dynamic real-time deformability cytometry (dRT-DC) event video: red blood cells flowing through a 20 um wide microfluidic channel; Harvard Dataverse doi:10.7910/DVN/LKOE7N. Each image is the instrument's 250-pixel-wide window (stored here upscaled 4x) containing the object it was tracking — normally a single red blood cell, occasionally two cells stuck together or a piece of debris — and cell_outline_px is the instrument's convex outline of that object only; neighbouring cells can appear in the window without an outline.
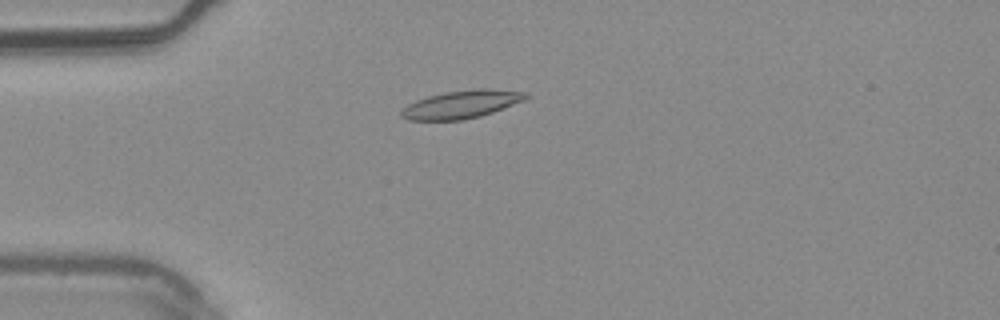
{"species": "common noctule bat (a hibernating species)", "species_latin": "Nyctalus noctula", "temperature_condition": "warm", "stored_images_in_passage": 54, "camera_frame_rate_fps": 3000, "um_per_image_px": 0.085, "animal": {"sex": "male", "body_mass_g": 20.4}, "frame": {"image": 1, "passage_image": 14, "time_ms": 4.333, "image_size_px": [1000, 320], "cell_outline_px": [[528, 96], [524, 100], [492, 112], [480, 116], [464, 120], [408, 120], [400, 116], [400, 112], [408, 104], [416, 100], [428, 96], [444, 92], [476, 88], [480, 88], [528, 92]], "centroid_in_image_um": [39.2, 8.87], "position_along_channel_um": 45.8, "area_um2": 20.17}}
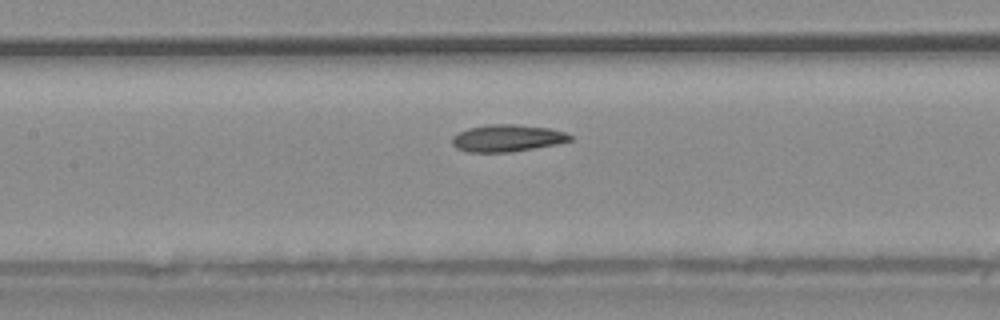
{"frame": {"image": 2, "passage_image": 25, "time_ms": 8.0, "image_size_px": [1000, 320], "cell_outline_px": [[572, 140], [556, 144], [512, 152], [468, 152], [456, 148], [452, 144], [452, 136], [468, 128], [488, 124], [516, 124], [548, 128], [564, 132], [572, 136]], "centroid_in_image_um": [43.09, 11.74], "position_along_channel_um": 164.3, "area_um2": 18.55}}
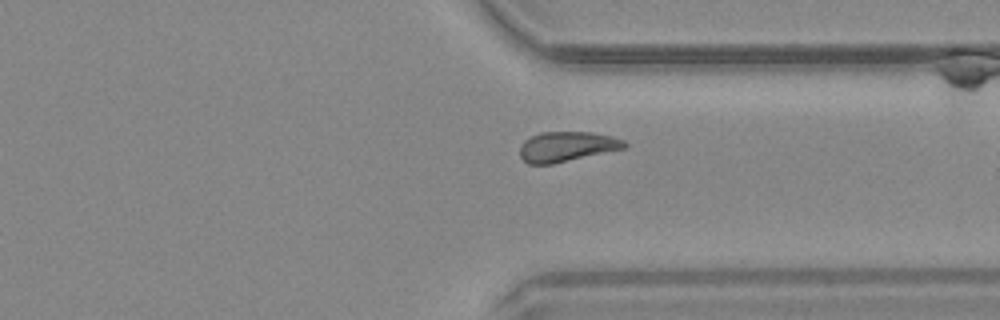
{"frame": {"image": 3, "passage_image": 41, "time_ms": 13.333, "image_size_px": [1000, 320], "cell_outline_px": [[628, 144], [624, 148], [552, 164], [528, 164], [520, 156], [520, 144], [524, 140], [540, 132], [592, 132], [612, 136], [624, 140]], "centroid_in_image_um": [48.16, 12.45], "position_along_channel_um": 363.2, "area_um2": 18.21}, "authors_computed_cell_mechanics": {"area_um2": 18.785, "velocity_mm_per_s": 3.7242, "shape_relaxation_time_tau1_ms": null, "shape_relaxation_time_tau2_ms": 2.8637, "deformation_change_tau1": null, "deformation_change_tau2": 0.084}}